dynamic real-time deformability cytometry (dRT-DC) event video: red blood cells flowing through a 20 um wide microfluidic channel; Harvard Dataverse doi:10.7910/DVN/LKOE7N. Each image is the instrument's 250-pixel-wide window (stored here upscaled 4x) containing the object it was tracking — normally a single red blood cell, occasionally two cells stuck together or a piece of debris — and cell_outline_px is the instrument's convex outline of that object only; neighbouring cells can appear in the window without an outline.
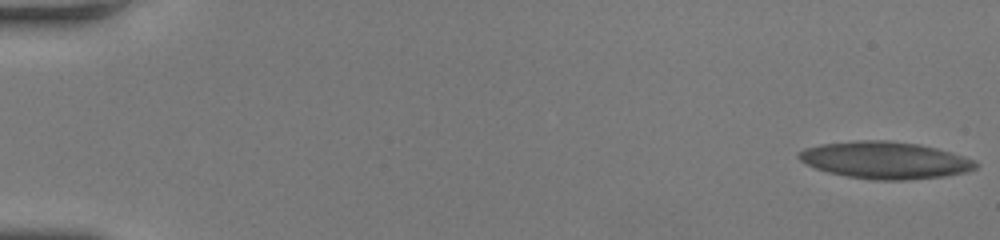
{"species": "human", "species_latin": "Homo sapiens", "temperature_condition": "room temperature", "stored_images_in_passage": 56, "segment_of_instrument_passage": [1, 2], "camera_frame_rate_fps": 3000, "um_per_image_px": 0.085, "donor": {"sex": "female"}, "frame": {"image": 1, "passage_image": 1, "time_ms": 0.0, "image_size_px": [1000, 240], "cell_outline_px": [[980, 164], [976, 168], [968, 172], [944, 176], [908, 180], [872, 180], [848, 176], [828, 172], [816, 168], [800, 160], [796, 156], [796, 152], [804, 148], [820, 144], [852, 140], [888, 140], [920, 144], [936, 148], [964, 156], [976, 160]], "centroid_in_image_um": [75.24, 13.61], "position_along_channel_um": 9.8, "area_um2": 38.55}}
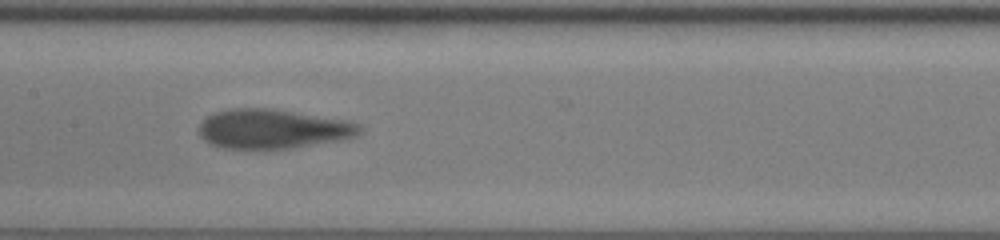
{"frame": {"image": 2, "passage_image": 29, "time_ms": 9.333, "image_size_px": [1000, 240], "cell_outline_px": [[364, 128], [356, 136], [344, 140], [292, 148], [224, 148], [212, 144], [204, 140], [200, 136], [200, 124], [208, 116], [216, 112], [232, 108], [268, 108], [352, 120], [360, 124]], "centroid_in_image_um": [23.28, 10.95], "position_along_channel_um": 184.1, "area_um2": 37.05}}
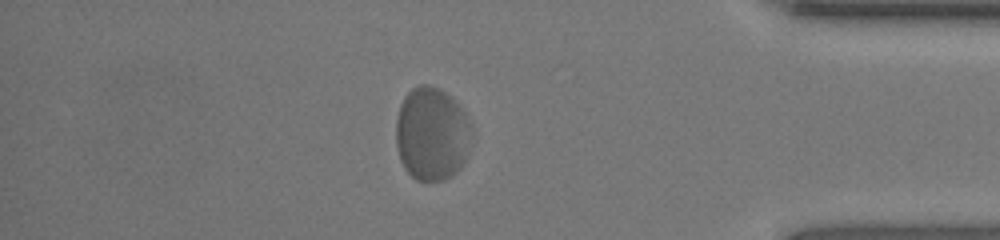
{"frame": {"image": 3, "passage_image": 48, "time_ms": 15.667, "image_size_px": [1000, 240], "cell_outline_px": [[472, 136], [468, 152], [464, 164], [452, 176], [444, 180], [416, 180], [404, 168], [400, 160], [396, 144], [396, 116], [400, 104], [404, 96], [416, 84], [428, 84], [440, 88], [452, 96], [460, 104], [472, 124]], "centroid_in_image_um": [36.72, 11.35], "position_along_channel_um": 398.5, "area_um2": 42.14}}